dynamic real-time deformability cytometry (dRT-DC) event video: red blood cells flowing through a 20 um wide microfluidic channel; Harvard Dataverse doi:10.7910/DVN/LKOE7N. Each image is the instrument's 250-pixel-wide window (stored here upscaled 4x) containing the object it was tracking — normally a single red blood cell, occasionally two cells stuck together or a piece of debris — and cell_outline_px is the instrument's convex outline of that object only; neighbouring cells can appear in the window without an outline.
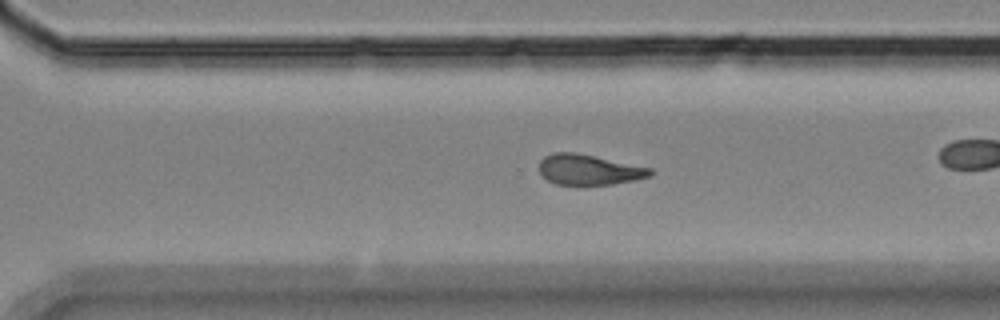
{"species": "Egyptian fruit bat (a non-hibernating species)", "species_latin": "Rousettus aegyptiacus", "temperature_condition": "room temperature", "stored_images_in_passage": 44, "camera_frame_rate_fps": 3000, "um_per_image_px": 0.085, "animal": {"sex": "female"}, "frame": {"image": 1, "passage_image": 38, "time_ms": 12.333, "image_size_px": [1000, 320], "cell_outline_px": [[652, 176], [612, 184], [556, 184], [548, 180], [540, 172], [540, 160], [544, 156], [552, 152], [576, 152], [652, 168]], "centroid_in_image_um": [50.05, 14.4], "position_along_channel_um": 320.5, "area_um2": 19.48}}